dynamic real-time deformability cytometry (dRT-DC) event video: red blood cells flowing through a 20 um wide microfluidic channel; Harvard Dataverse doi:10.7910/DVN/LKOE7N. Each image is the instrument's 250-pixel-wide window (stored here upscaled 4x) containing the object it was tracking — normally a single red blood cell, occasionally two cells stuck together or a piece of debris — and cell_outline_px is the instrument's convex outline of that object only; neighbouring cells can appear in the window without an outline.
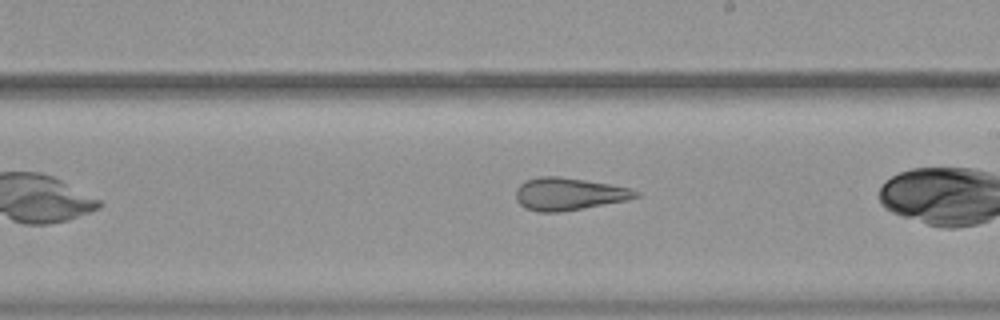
{"species": "common noctule bat (a hibernating species)", "species_latin": "Nyctalus noctula", "temperature_condition": "warm", "stored_images_in_passage": 17, "camera_frame_rate_fps": 3000, "um_per_image_px": 0.085, "animal": {"sex": "female", "body_mass_g": 19.9}, "frame": {"image": 1, "passage_image": 12, "time_ms": 3.667, "image_size_px": [1000, 320], "cell_outline_px": [[640, 196], [628, 200], [560, 212], [536, 212], [524, 208], [516, 200], [516, 188], [524, 180], [540, 176], [560, 176], [612, 184], [632, 188], [640, 192]], "centroid_in_image_um": [48.35, 16.48], "position_along_channel_um": 240.7, "area_um2": 23.0}}